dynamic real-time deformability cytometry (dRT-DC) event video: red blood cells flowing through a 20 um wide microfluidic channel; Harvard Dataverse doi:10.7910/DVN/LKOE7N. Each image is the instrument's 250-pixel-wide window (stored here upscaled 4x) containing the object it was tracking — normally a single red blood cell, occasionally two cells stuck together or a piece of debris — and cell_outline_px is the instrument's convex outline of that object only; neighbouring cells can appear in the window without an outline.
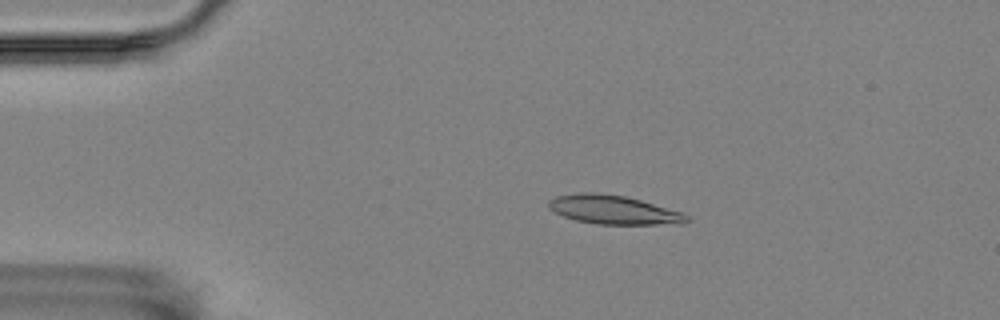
{"species": "Egyptian fruit bat (a non-hibernating species)", "species_latin": "Rousettus aegyptiacus", "temperature_condition": "room temperature", "stored_images_in_passage": 57, "camera_frame_rate_fps": 3000, "um_per_image_px": 0.085, "animal": {"sex": "female"}, "frame": {"image": 1, "passage_image": 11, "time_ms": 3.333, "image_size_px": [1000, 320], "cell_outline_px": [[692, 220], [684, 224], [596, 224], [576, 220], [564, 216], [548, 208], [548, 200], [556, 196], [580, 192], [592, 192], [624, 196], [640, 200], [684, 212]], "centroid_in_image_um": [52.19, 17.84], "position_along_channel_um": 32.8, "area_um2": 23.29}}
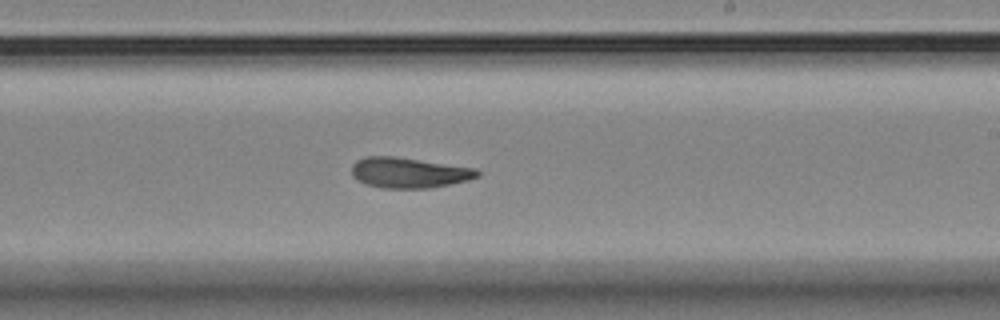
{"frame": {"image": 2, "passage_image": 34, "time_ms": 11.0, "image_size_px": [1000, 320], "cell_outline_px": [[480, 176], [468, 180], [432, 188], [384, 188], [368, 184], [352, 176], [352, 164], [356, 160], [364, 156], [392, 156], [472, 168], [480, 172]], "centroid_in_image_um": [34.73, 14.68], "position_along_channel_um": 254.3, "area_um2": 21.96}}
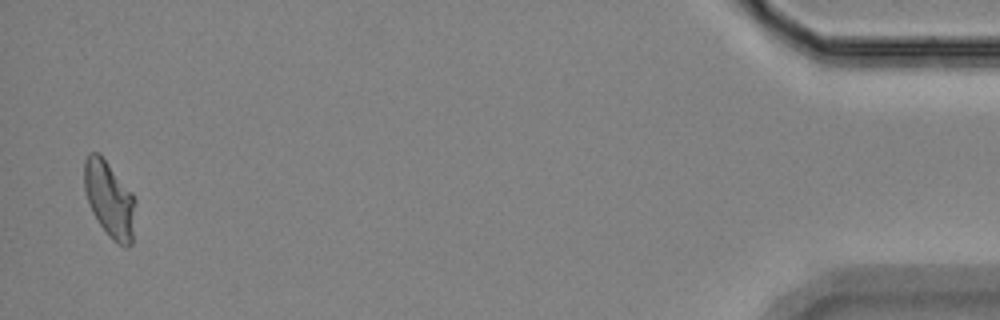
{"frame": {"image": 3, "passage_image": 56, "time_ms": 18.333, "image_size_px": [1000, 320], "cell_outline_px": [[136, 204], [132, 244], [128, 248], [124, 248], [112, 240], [108, 236], [92, 212], [84, 188], [84, 160], [88, 152], [100, 152], [132, 192], [136, 200]], "centroid_in_image_um": [9.32, 16.94], "position_along_channel_um": 425.9, "area_um2": 23.12}, "authors_computed_cell_mechanics": {"area_um2": 22.4842, "velocity_mm_per_s": 3.4657, "shape_relaxation_time_tau1_ms": 6.0236, "shape_relaxation_time_tau2_ms": 3.5391, "deformation_change_tau1": 0.1772, "deformation_change_tau2": 0.1078}}